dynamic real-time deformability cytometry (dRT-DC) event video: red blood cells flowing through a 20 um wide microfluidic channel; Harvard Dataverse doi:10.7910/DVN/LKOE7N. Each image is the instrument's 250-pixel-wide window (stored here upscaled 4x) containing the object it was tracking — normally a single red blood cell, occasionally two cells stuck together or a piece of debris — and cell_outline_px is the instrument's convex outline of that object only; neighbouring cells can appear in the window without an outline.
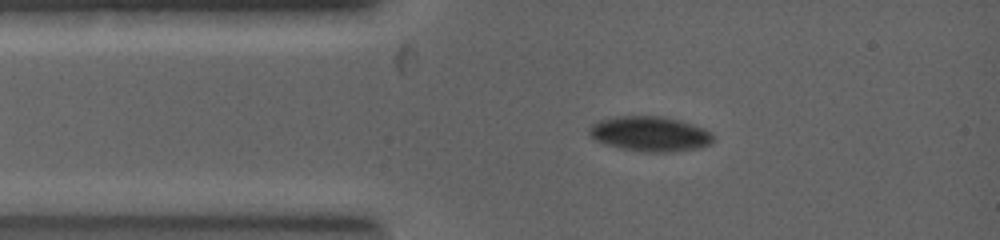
{"species": "common noctule bat (a hibernating species)", "species_latin": "Nyctalus noctula", "temperature_condition": "warm", "stored_images_in_passage": 5, "camera_frame_rate_fps": 5000, "um_per_image_px": 0.085, "animal": {"sex": "female", "body_mass_g": 19.0, "forearm_length_mm": 53.3}, "frame": {"image": 1, "passage_image": 2, "time_ms": 0.4, "image_size_px": [1000, 240], "cell_outline_px": [[712, 144], [700, 148], [676, 152], [644, 152], [620, 148], [604, 144], [588, 136], [588, 128], [596, 120], [616, 116], [664, 116], [680, 120], [704, 128], [712, 132]], "centroid_in_image_um": [55.23, 11.38], "position_along_channel_um": 29.8, "area_um2": 25.78}}
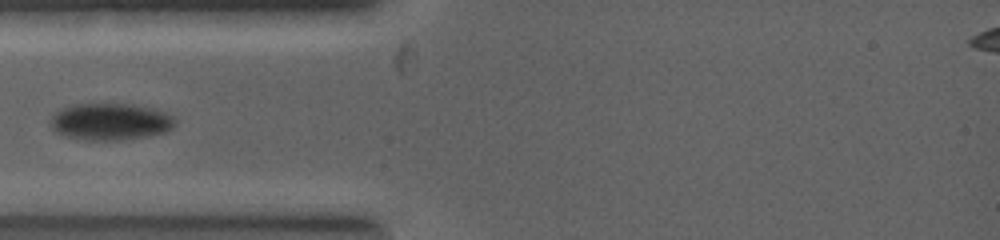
{"frame": {"image": 2, "passage_image": 5, "time_ms": 1.4, "image_size_px": [1000, 240], "cell_outline_px": [[176, 124], [168, 132], [148, 136], [120, 140], [84, 140], [64, 136], [56, 132], [52, 128], [52, 116], [60, 108], [76, 104], [132, 104], [156, 108], [172, 116], [176, 120]], "centroid_in_image_um": [9.42, 10.34], "position_along_channel_um": 75.6, "area_um2": 26.99}}